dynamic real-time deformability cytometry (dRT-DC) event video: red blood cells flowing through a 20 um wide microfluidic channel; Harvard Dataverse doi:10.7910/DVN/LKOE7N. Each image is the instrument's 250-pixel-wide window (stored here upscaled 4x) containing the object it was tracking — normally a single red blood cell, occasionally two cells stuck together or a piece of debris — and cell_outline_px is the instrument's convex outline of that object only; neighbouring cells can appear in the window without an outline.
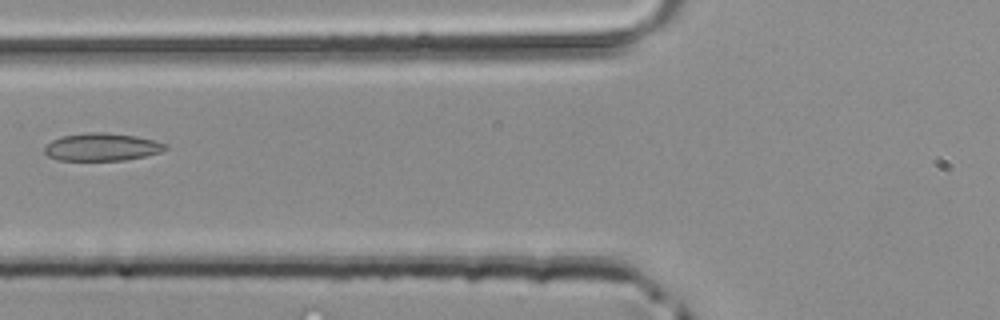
{"species": "common noctule bat (a hibernating species)", "species_latin": "Nyctalus noctula", "temperature_condition": "room temperature", "stored_images_in_passage": 5, "camera_frame_rate_fps": 3000, "um_per_image_px": 0.085, "animal": {"sex": "male", "body_mass_g": 20.4}, "frame": {"image": 1, "passage_image": 5, "time_ms": 1.333, "image_size_px": [1000, 320], "cell_outline_px": [[168, 148], [160, 152], [144, 156], [124, 160], [60, 160], [48, 156], [44, 152], [44, 148], [52, 140], [60, 136], [88, 132], [108, 132], [136, 136], [168, 144]], "centroid_in_image_um": [8.66, 12.48], "position_along_channel_um": 117.1, "area_um2": 19.48}}